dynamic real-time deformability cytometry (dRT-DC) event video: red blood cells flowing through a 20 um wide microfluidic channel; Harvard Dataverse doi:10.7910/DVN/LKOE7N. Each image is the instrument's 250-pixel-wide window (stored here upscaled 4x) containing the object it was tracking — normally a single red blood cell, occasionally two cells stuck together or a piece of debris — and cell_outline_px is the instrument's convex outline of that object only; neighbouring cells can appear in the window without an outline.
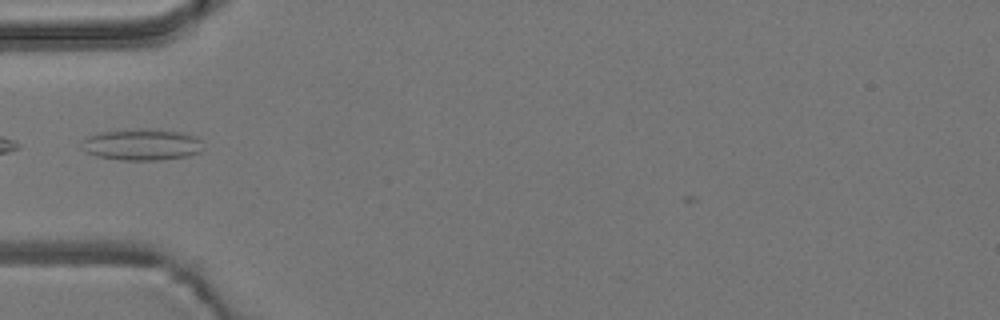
{"species": "common noctule bat (a hibernating species)", "species_latin": "Nyctalus noctula", "temperature_condition": "room temperature", "stored_images_in_passage": 7, "camera_frame_rate_fps": 3000, "um_per_image_px": 0.085, "animal": {"sex": "male", "body_mass_g": 19.2, "forearm_length_mm": 51.8}, "frame": {"image": 1, "passage_image": 3, "time_ms": 3.667, "image_size_px": [1000, 320], "cell_outline_px": [[200, 152], [188, 156], [156, 160], [120, 160], [96, 156], [84, 152], [84, 140], [88, 136], [100, 132], [140, 128], [160, 128], [184, 132], [196, 136], [200, 140]], "centroid_in_image_um": [12.08, 12.27], "position_along_channel_um": 72.9, "area_um2": 22.43}}
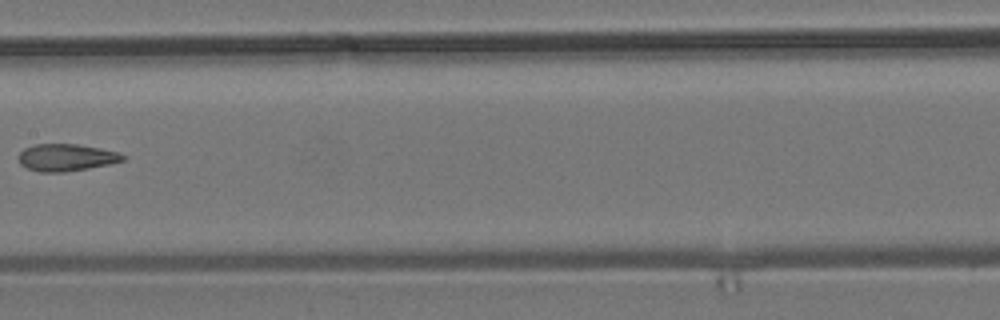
{"frame": {"image": 2, "passage_image": 6, "time_ms": 7.0, "image_size_px": [1000, 320], "cell_outline_px": [[128, 156], [124, 160], [108, 164], [88, 168], [64, 172], [40, 172], [28, 168], [20, 164], [20, 152], [24, 148], [36, 144], [76, 144], [100, 148], [120, 152]], "centroid_in_image_um": [5.67, 13.38], "position_along_channel_um": 201.7, "area_um2": 16.42}}
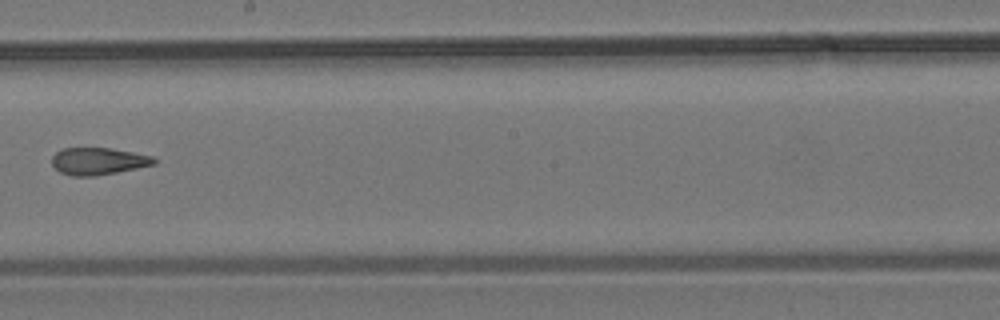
{"frame": {"image": 3, "passage_image": 7, "time_ms": 8.0, "image_size_px": [1000, 320], "cell_outline_px": [[156, 164], [96, 176], [72, 176], [60, 172], [52, 164], [52, 156], [56, 152], [64, 148], [112, 148], [152, 156], [156, 160]], "centroid_in_image_um": [8.34, 13.7], "position_along_channel_um": 239.9, "area_um2": 16.07}}